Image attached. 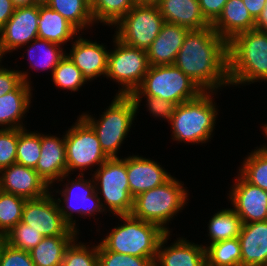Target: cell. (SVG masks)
I'll list each match as a JSON object with an SVG mask.
<instances>
[{"mask_svg": "<svg viewBox=\"0 0 267 266\" xmlns=\"http://www.w3.org/2000/svg\"><path fill=\"white\" fill-rule=\"evenodd\" d=\"M174 65L204 92L230 85L227 42L212 26L188 31Z\"/></svg>", "mask_w": 267, "mask_h": 266, "instance_id": "cell-1", "label": "cell"}, {"mask_svg": "<svg viewBox=\"0 0 267 266\" xmlns=\"http://www.w3.org/2000/svg\"><path fill=\"white\" fill-rule=\"evenodd\" d=\"M230 85L267 82V31L252 29L227 42Z\"/></svg>", "mask_w": 267, "mask_h": 266, "instance_id": "cell-2", "label": "cell"}, {"mask_svg": "<svg viewBox=\"0 0 267 266\" xmlns=\"http://www.w3.org/2000/svg\"><path fill=\"white\" fill-rule=\"evenodd\" d=\"M202 92L197 98L176 105L169 124L173 141L191 144L207 143L215 129L218 114L213 95Z\"/></svg>", "mask_w": 267, "mask_h": 266, "instance_id": "cell-3", "label": "cell"}, {"mask_svg": "<svg viewBox=\"0 0 267 266\" xmlns=\"http://www.w3.org/2000/svg\"><path fill=\"white\" fill-rule=\"evenodd\" d=\"M187 192L184 183L173 176L164 184L137 195L131 215L171 233L167 224L187 205Z\"/></svg>", "mask_w": 267, "mask_h": 266, "instance_id": "cell-4", "label": "cell"}, {"mask_svg": "<svg viewBox=\"0 0 267 266\" xmlns=\"http://www.w3.org/2000/svg\"><path fill=\"white\" fill-rule=\"evenodd\" d=\"M123 224L114 227L101 244L108 250L136 257L156 259L158 245L166 234L158 225L130 215H118Z\"/></svg>", "mask_w": 267, "mask_h": 266, "instance_id": "cell-5", "label": "cell"}, {"mask_svg": "<svg viewBox=\"0 0 267 266\" xmlns=\"http://www.w3.org/2000/svg\"><path fill=\"white\" fill-rule=\"evenodd\" d=\"M102 113L98 120L86 112L79 116L93 128L104 153L109 158L119 157L118 150L138 113L134 101L129 95H115Z\"/></svg>", "mask_w": 267, "mask_h": 266, "instance_id": "cell-6", "label": "cell"}, {"mask_svg": "<svg viewBox=\"0 0 267 266\" xmlns=\"http://www.w3.org/2000/svg\"><path fill=\"white\" fill-rule=\"evenodd\" d=\"M95 170L92 174L95 190L102 195L99 198L105 213L110 211L114 216L130 215L134 198L130 194L127 179V157L108 158Z\"/></svg>", "mask_w": 267, "mask_h": 266, "instance_id": "cell-7", "label": "cell"}, {"mask_svg": "<svg viewBox=\"0 0 267 266\" xmlns=\"http://www.w3.org/2000/svg\"><path fill=\"white\" fill-rule=\"evenodd\" d=\"M142 96L159 97L176 105L197 98L204 92L177 66H149L136 89Z\"/></svg>", "mask_w": 267, "mask_h": 266, "instance_id": "cell-8", "label": "cell"}, {"mask_svg": "<svg viewBox=\"0 0 267 266\" xmlns=\"http://www.w3.org/2000/svg\"><path fill=\"white\" fill-rule=\"evenodd\" d=\"M114 49L109 50L106 78L119 86L116 95H130L141 84L149 68L147 51L128 46L113 35Z\"/></svg>", "mask_w": 267, "mask_h": 266, "instance_id": "cell-9", "label": "cell"}, {"mask_svg": "<svg viewBox=\"0 0 267 266\" xmlns=\"http://www.w3.org/2000/svg\"><path fill=\"white\" fill-rule=\"evenodd\" d=\"M164 23L157 6L135 5L114 25V34L122 43L147 51Z\"/></svg>", "mask_w": 267, "mask_h": 266, "instance_id": "cell-10", "label": "cell"}, {"mask_svg": "<svg viewBox=\"0 0 267 266\" xmlns=\"http://www.w3.org/2000/svg\"><path fill=\"white\" fill-rule=\"evenodd\" d=\"M76 121L65 134L67 174L78 169L79 174L84 175V171L99 167L109 157L102 150L93 128L81 116Z\"/></svg>", "mask_w": 267, "mask_h": 266, "instance_id": "cell-11", "label": "cell"}, {"mask_svg": "<svg viewBox=\"0 0 267 266\" xmlns=\"http://www.w3.org/2000/svg\"><path fill=\"white\" fill-rule=\"evenodd\" d=\"M91 179L86 180L84 175L78 174L71 182L67 179L64 189L56 191L63 197L62 200L55 198L62 217L76 231L79 229L76 227V220H73L74 213L85 218L87 215L92 217L97 215L96 213L105 212L96 193L93 177Z\"/></svg>", "mask_w": 267, "mask_h": 266, "instance_id": "cell-12", "label": "cell"}, {"mask_svg": "<svg viewBox=\"0 0 267 266\" xmlns=\"http://www.w3.org/2000/svg\"><path fill=\"white\" fill-rule=\"evenodd\" d=\"M53 190L37 199L26 200L22 211L24 224L30 225L44 237L77 236L79 231L72 229L63 219Z\"/></svg>", "mask_w": 267, "mask_h": 266, "instance_id": "cell-13", "label": "cell"}, {"mask_svg": "<svg viewBox=\"0 0 267 266\" xmlns=\"http://www.w3.org/2000/svg\"><path fill=\"white\" fill-rule=\"evenodd\" d=\"M39 4L18 7L0 30V48L5 56L38 38Z\"/></svg>", "mask_w": 267, "mask_h": 266, "instance_id": "cell-14", "label": "cell"}, {"mask_svg": "<svg viewBox=\"0 0 267 266\" xmlns=\"http://www.w3.org/2000/svg\"><path fill=\"white\" fill-rule=\"evenodd\" d=\"M228 193L232 208L242 223L267 220V191L247 182L239 173Z\"/></svg>", "mask_w": 267, "mask_h": 266, "instance_id": "cell-15", "label": "cell"}, {"mask_svg": "<svg viewBox=\"0 0 267 266\" xmlns=\"http://www.w3.org/2000/svg\"><path fill=\"white\" fill-rule=\"evenodd\" d=\"M0 190L29 200L43 197L52 189L35 169L14 163L0 170Z\"/></svg>", "mask_w": 267, "mask_h": 266, "instance_id": "cell-16", "label": "cell"}, {"mask_svg": "<svg viewBox=\"0 0 267 266\" xmlns=\"http://www.w3.org/2000/svg\"><path fill=\"white\" fill-rule=\"evenodd\" d=\"M35 170L46 184L53 188V183L69 178L67 174L65 134L62 138L56 135L41 133L40 158ZM57 180V181H56Z\"/></svg>", "mask_w": 267, "mask_h": 266, "instance_id": "cell-17", "label": "cell"}, {"mask_svg": "<svg viewBox=\"0 0 267 266\" xmlns=\"http://www.w3.org/2000/svg\"><path fill=\"white\" fill-rule=\"evenodd\" d=\"M81 35L72 43L70 53H66L67 57L82 72L86 81L91 82L102 75L106 77L109 50L103 43L90 41Z\"/></svg>", "mask_w": 267, "mask_h": 266, "instance_id": "cell-18", "label": "cell"}, {"mask_svg": "<svg viewBox=\"0 0 267 266\" xmlns=\"http://www.w3.org/2000/svg\"><path fill=\"white\" fill-rule=\"evenodd\" d=\"M170 233H166L160 240L154 266H206L204 245L189 242L179 237L177 241L165 247Z\"/></svg>", "mask_w": 267, "mask_h": 266, "instance_id": "cell-19", "label": "cell"}, {"mask_svg": "<svg viewBox=\"0 0 267 266\" xmlns=\"http://www.w3.org/2000/svg\"><path fill=\"white\" fill-rule=\"evenodd\" d=\"M171 177L172 175L153 159L134 154L127 157V179L133 198L164 184Z\"/></svg>", "mask_w": 267, "mask_h": 266, "instance_id": "cell-20", "label": "cell"}, {"mask_svg": "<svg viewBox=\"0 0 267 266\" xmlns=\"http://www.w3.org/2000/svg\"><path fill=\"white\" fill-rule=\"evenodd\" d=\"M189 29L165 22L157 38L147 50L150 66L172 65Z\"/></svg>", "mask_w": 267, "mask_h": 266, "instance_id": "cell-21", "label": "cell"}, {"mask_svg": "<svg viewBox=\"0 0 267 266\" xmlns=\"http://www.w3.org/2000/svg\"><path fill=\"white\" fill-rule=\"evenodd\" d=\"M241 266H267V220L242 225Z\"/></svg>", "mask_w": 267, "mask_h": 266, "instance_id": "cell-22", "label": "cell"}, {"mask_svg": "<svg viewBox=\"0 0 267 266\" xmlns=\"http://www.w3.org/2000/svg\"><path fill=\"white\" fill-rule=\"evenodd\" d=\"M226 42L234 36L256 28V20L242 0H228L218 19L211 25Z\"/></svg>", "mask_w": 267, "mask_h": 266, "instance_id": "cell-23", "label": "cell"}, {"mask_svg": "<svg viewBox=\"0 0 267 266\" xmlns=\"http://www.w3.org/2000/svg\"><path fill=\"white\" fill-rule=\"evenodd\" d=\"M164 21L198 30L211 24L205 19L198 0H160L157 5Z\"/></svg>", "mask_w": 267, "mask_h": 266, "instance_id": "cell-24", "label": "cell"}, {"mask_svg": "<svg viewBox=\"0 0 267 266\" xmlns=\"http://www.w3.org/2000/svg\"><path fill=\"white\" fill-rule=\"evenodd\" d=\"M32 86L24 81L12 92L0 97V128L23 129V117L29 111Z\"/></svg>", "mask_w": 267, "mask_h": 266, "instance_id": "cell-25", "label": "cell"}, {"mask_svg": "<svg viewBox=\"0 0 267 266\" xmlns=\"http://www.w3.org/2000/svg\"><path fill=\"white\" fill-rule=\"evenodd\" d=\"M80 32L58 12L39 4L38 38L59 45L74 40Z\"/></svg>", "mask_w": 267, "mask_h": 266, "instance_id": "cell-26", "label": "cell"}, {"mask_svg": "<svg viewBox=\"0 0 267 266\" xmlns=\"http://www.w3.org/2000/svg\"><path fill=\"white\" fill-rule=\"evenodd\" d=\"M78 236H48L30 250L35 266H61L66 248Z\"/></svg>", "mask_w": 267, "mask_h": 266, "instance_id": "cell-27", "label": "cell"}, {"mask_svg": "<svg viewBox=\"0 0 267 266\" xmlns=\"http://www.w3.org/2000/svg\"><path fill=\"white\" fill-rule=\"evenodd\" d=\"M44 4L63 16L79 32L91 28L95 23L91 14V0H44Z\"/></svg>", "mask_w": 267, "mask_h": 266, "instance_id": "cell-28", "label": "cell"}, {"mask_svg": "<svg viewBox=\"0 0 267 266\" xmlns=\"http://www.w3.org/2000/svg\"><path fill=\"white\" fill-rule=\"evenodd\" d=\"M29 44L26 51L27 58H30V69H36L37 71L50 69L53 73L58 63L66 56L63 46L47 40L37 38Z\"/></svg>", "mask_w": 267, "mask_h": 266, "instance_id": "cell-29", "label": "cell"}, {"mask_svg": "<svg viewBox=\"0 0 267 266\" xmlns=\"http://www.w3.org/2000/svg\"><path fill=\"white\" fill-rule=\"evenodd\" d=\"M208 225L210 244L238 237L242 220L232 208L221 209L210 218Z\"/></svg>", "mask_w": 267, "mask_h": 266, "instance_id": "cell-30", "label": "cell"}, {"mask_svg": "<svg viewBox=\"0 0 267 266\" xmlns=\"http://www.w3.org/2000/svg\"><path fill=\"white\" fill-rule=\"evenodd\" d=\"M208 245L204 246L206 266H241V244L238 237Z\"/></svg>", "mask_w": 267, "mask_h": 266, "instance_id": "cell-31", "label": "cell"}, {"mask_svg": "<svg viewBox=\"0 0 267 266\" xmlns=\"http://www.w3.org/2000/svg\"><path fill=\"white\" fill-rule=\"evenodd\" d=\"M249 154L239 167V174L247 182L267 191V150L261 146Z\"/></svg>", "mask_w": 267, "mask_h": 266, "instance_id": "cell-32", "label": "cell"}, {"mask_svg": "<svg viewBox=\"0 0 267 266\" xmlns=\"http://www.w3.org/2000/svg\"><path fill=\"white\" fill-rule=\"evenodd\" d=\"M134 6L133 0H91V14L95 24L113 26Z\"/></svg>", "mask_w": 267, "mask_h": 266, "instance_id": "cell-33", "label": "cell"}, {"mask_svg": "<svg viewBox=\"0 0 267 266\" xmlns=\"http://www.w3.org/2000/svg\"><path fill=\"white\" fill-rule=\"evenodd\" d=\"M41 133L18 129L16 163L35 169L40 158Z\"/></svg>", "mask_w": 267, "mask_h": 266, "instance_id": "cell-34", "label": "cell"}, {"mask_svg": "<svg viewBox=\"0 0 267 266\" xmlns=\"http://www.w3.org/2000/svg\"><path fill=\"white\" fill-rule=\"evenodd\" d=\"M26 199L0 190V233L7 234L22 220Z\"/></svg>", "mask_w": 267, "mask_h": 266, "instance_id": "cell-35", "label": "cell"}, {"mask_svg": "<svg viewBox=\"0 0 267 266\" xmlns=\"http://www.w3.org/2000/svg\"><path fill=\"white\" fill-rule=\"evenodd\" d=\"M51 75V80L57 87L71 92L78 91L87 82L67 55L58 63Z\"/></svg>", "mask_w": 267, "mask_h": 266, "instance_id": "cell-36", "label": "cell"}, {"mask_svg": "<svg viewBox=\"0 0 267 266\" xmlns=\"http://www.w3.org/2000/svg\"><path fill=\"white\" fill-rule=\"evenodd\" d=\"M77 238L66 248L61 266H98V245L89 247Z\"/></svg>", "mask_w": 267, "mask_h": 266, "instance_id": "cell-37", "label": "cell"}, {"mask_svg": "<svg viewBox=\"0 0 267 266\" xmlns=\"http://www.w3.org/2000/svg\"><path fill=\"white\" fill-rule=\"evenodd\" d=\"M6 237L9 245L25 251L32 250L44 238L39 231L21 221L6 234Z\"/></svg>", "mask_w": 267, "mask_h": 266, "instance_id": "cell-38", "label": "cell"}, {"mask_svg": "<svg viewBox=\"0 0 267 266\" xmlns=\"http://www.w3.org/2000/svg\"><path fill=\"white\" fill-rule=\"evenodd\" d=\"M154 259L108 251L98 244V266H154Z\"/></svg>", "mask_w": 267, "mask_h": 266, "instance_id": "cell-39", "label": "cell"}, {"mask_svg": "<svg viewBox=\"0 0 267 266\" xmlns=\"http://www.w3.org/2000/svg\"><path fill=\"white\" fill-rule=\"evenodd\" d=\"M129 96L134 101L136 111L139 110L138 108L140 107L141 99L145 97L147 100L146 107L152 116L156 118L159 117L158 119H165L168 123L171 121L176 107V104L172 101H166L159 97L142 96L137 90H134Z\"/></svg>", "mask_w": 267, "mask_h": 266, "instance_id": "cell-40", "label": "cell"}, {"mask_svg": "<svg viewBox=\"0 0 267 266\" xmlns=\"http://www.w3.org/2000/svg\"><path fill=\"white\" fill-rule=\"evenodd\" d=\"M18 129H0V170L16 163Z\"/></svg>", "mask_w": 267, "mask_h": 266, "instance_id": "cell-41", "label": "cell"}, {"mask_svg": "<svg viewBox=\"0 0 267 266\" xmlns=\"http://www.w3.org/2000/svg\"><path fill=\"white\" fill-rule=\"evenodd\" d=\"M27 71L13 70L0 66V97L14 91L23 81L31 85Z\"/></svg>", "mask_w": 267, "mask_h": 266, "instance_id": "cell-42", "label": "cell"}, {"mask_svg": "<svg viewBox=\"0 0 267 266\" xmlns=\"http://www.w3.org/2000/svg\"><path fill=\"white\" fill-rule=\"evenodd\" d=\"M0 266H35V264L29 251L7 244L1 256Z\"/></svg>", "mask_w": 267, "mask_h": 266, "instance_id": "cell-43", "label": "cell"}, {"mask_svg": "<svg viewBox=\"0 0 267 266\" xmlns=\"http://www.w3.org/2000/svg\"><path fill=\"white\" fill-rule=\"evenodd\" d=\"M228 0H198L205 19L212 25L222 13Z\"/></svg>", "mask_w": 267, "mask_h": 266, "instance_id": "cell-44", "label": "cell"}, {"mask_svg": "<svg viewBox=\"0 0 267 266\" xmlns=\"http://www.w3.org/2000/svg\"><path fill=\"white\" fill-rule=\"evenodd\" d=\"M16 7L12 0H0V30L15 12Z\"/></svg>", "mask_w": 267, "mask_h": 266, "instance_id": "cell-45", "label": "cell"}, {"mask_svg": "<svg viewBox=\"0 0 267 266\" xmlns=\"http://www.w3.org/2000/svg\"><path fill=\"white\" fill-rule=\"evenodd\" d=\"M252 17L257 21L262 15L267 0H242Z\"/></svg>", "mask_w": 267, "mask_h": 266, "instance_id": "cell-46", "label": "cell"}, {"mask_svg": "<svg viewBox=\"0 0 267 266\" xmlns=\"http://www.w3.org/2000/svg\"><path fill=\"white\" fill-rule=\"evenodd\" d=\"M16 8L31 6L35 4H44V0H12Z\"/></svg>", "mask_w": 267, "mask_h": 266, "instance_id": "cell-47", "label": "cell"}, {"mask_svg": "<svg viewBox=\"0 0 267 266\" xmlns=\"http://www.w3.org/2000/svg\"><path fill=\"white\" fill-rule=\"evenodd\" d=\"M257 29H266L267 28V2L265 4V8L263 9L262 15L256 21Z\"/></svg>", "mask_w": 267, "mask_h": 266, "instance_id": "cell-48", "label": "cell"}, {"mask_svg": "<svg viewBox=\"0 0 267 266\" xmlns=\"http://www.w3.org/2000/svg\"><path fill=\"white\" fill-rule=\"evenodd\" d=\"M135 5L157 6L160 0H133Z\"/></svg>", "mask_w": 267, "mask_h": 266, "instance_id": "cell-49", "label": "cell"}, {"mask_svg": "<svg viewBox=\"0 0 267 266\" xmlns=\"http://www.w3.org/2000/svg\"><path fill=\"white\" fill-rule=\"evenodd\" d=\"M7 244L8 243H7L6 234L0 233V260H1V256H2L3 250H4V248L6 247Z\"/></svg>", "mask_w": 267, "mask_h": 266, "instance_id": "cell-50", "label": "cell"}, {"mask_svg": "<svg viewBox=\"0 0 267 266\" xmlns=\"http://www.w3.org/2000/svg\"><path fill=\"white\" fill-rule=\"evenodd\" d=\"M263 126H262V128H263V131H264V135L267 137V124H262ZM263 148H265L266 150H267V145L265 144V145H261Z\"/></svg>", "mask_w": 267, "mask_h": 266, "instance_id": "cell-51", "label": "cell"}, {"mask_svg": "<svg viewBox=\"0 0 267 266\" xmlns=\"http://www.w3.org/2000/svg\"><path fill=\"white\" fill-rule=\"evenodd\" d=\"M2 58H4V57H3V53H2L1 48H0V63H2L1 62L2 61ZM0 66H1V64H0Z\"/></svg>", "mask_w": 267, "mask_h": 266, "instance_id": "cell-52", "label": "cell"}]
</instances>
